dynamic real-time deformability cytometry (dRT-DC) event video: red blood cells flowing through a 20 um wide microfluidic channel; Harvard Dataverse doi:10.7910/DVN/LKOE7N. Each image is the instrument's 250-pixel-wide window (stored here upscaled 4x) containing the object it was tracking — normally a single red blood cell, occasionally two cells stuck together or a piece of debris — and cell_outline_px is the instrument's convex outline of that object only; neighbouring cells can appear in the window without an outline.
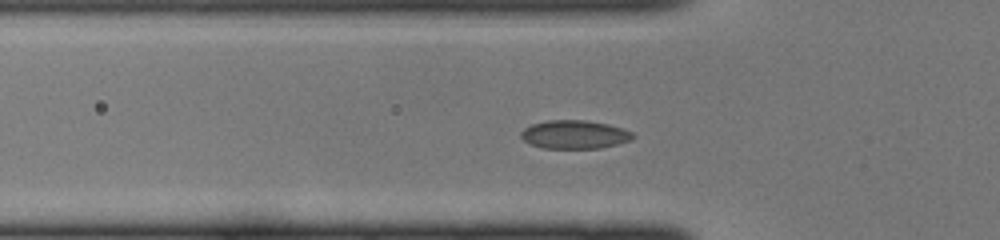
{"species": "common noctule bat (a hibernating species)", "species_latin": "Nyctalus noctula", "temperature_condition": "cold", "stored_images_in_passage": 35, "camera_frame_rate_fps": 3000, "um_per_image_px": 0.085, "animal": {"sex": "female", "body_mass_g": 22.0, "forearm_length_mm": 56.7}, "frame": {"image": 1, "passage_image": 10, "time_ms": 3.0, "image_size_px": [1000, 240], "cell_outline_px": [[636, 136], [632, 140], [600, 148], [544, 148], [532, 144], [524, 140], [520, 136], [520, 132], [524, 128], [532, 124], [548, 120], [584, 120], [608, 124], [632, 132]], "centroid_in_image_um": [48.84, 11.43], "position_along_channel_um": 77.0, "area_um2": 18.44}}
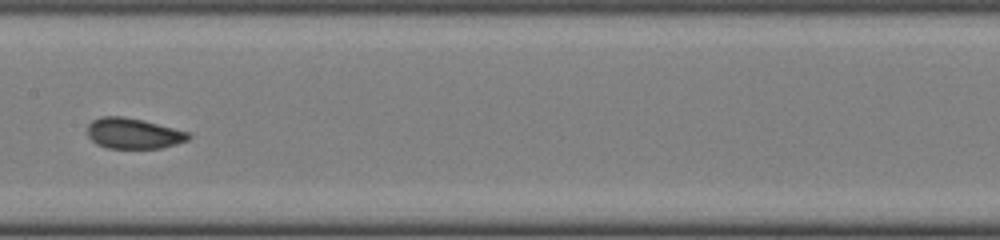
{"frame": {"image": 2, "passage_image": 18, "time_ms": 5.667, "image_size_px": [1000, 240], "cell_outline_px": [[192, 136], [188, 140], [176, 144], [160, 148], [108, 148], [96, 144], [88, 136], [88, 124], [92, 120], [100, 116], [124, 116], [144, 120], [188, 132]], "centroid_in_image_um": [11.33, 11.33], "position_along_channel_um": 196.1, "area_um2": 18.09}}
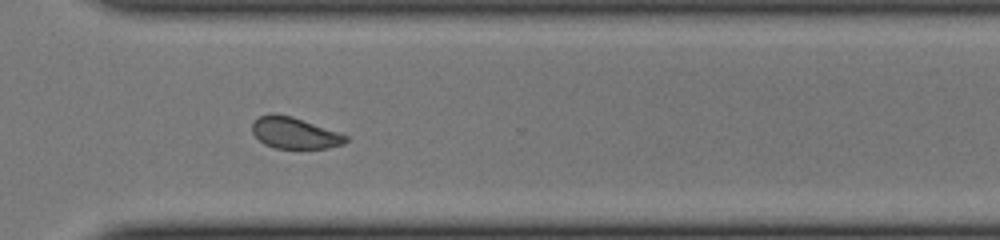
{"frame": {"image": 3, "passage_image": 28, "time_ms": 9.0, "image_size_px": [1000, 240], "cell_outline_px": [[348, 140], [344, 144], [328, 148], [276, 148], [264, 144], [252, 132], [252, 124], [260, 116], [268, 112], [272, 112], [292, 116], [348, 136]], "centroid_in_image_um": [25.02, 11.29], "position_along_channel_um": 345.6, "area_um2": 16.99}}